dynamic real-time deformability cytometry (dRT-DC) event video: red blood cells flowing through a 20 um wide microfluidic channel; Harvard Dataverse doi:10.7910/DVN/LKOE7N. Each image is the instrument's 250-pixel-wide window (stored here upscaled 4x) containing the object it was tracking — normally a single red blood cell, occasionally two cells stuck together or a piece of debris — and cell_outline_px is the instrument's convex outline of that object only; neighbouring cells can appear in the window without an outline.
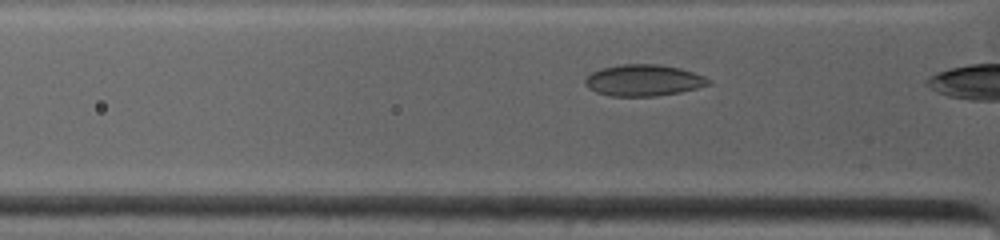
{"species": "common noctule bat (a hibernating species)", "species_latin": "Nyctalus noctula", "temperature_condition": "warm", "stored_images_in_passage": 52, "camera_frame_rate_fps": 4500, "um_per_image_px": 0.085, "animal": {"sex": "female", "body_mass_g": 19.0, "forearm_length_mm": 53.3}, "frame": {"image": 1, "passage_image": 8, "time_ms": 1.111, "image_size_px": [1000, 240], "cell_outline_px": [[712, 84], [680, 92], [656, 96], [612, 96], [596, 92], [588, 88], [584, 84], [584, 80], [592, 72], [600, 68], [624, 64], [660, 64], [680, 68], [704, 76], [712, 80]], "centroid_in_image_um": [54.71, 6.82], "position_along_channel_um": 71.1, "area_um2": 22.66}}
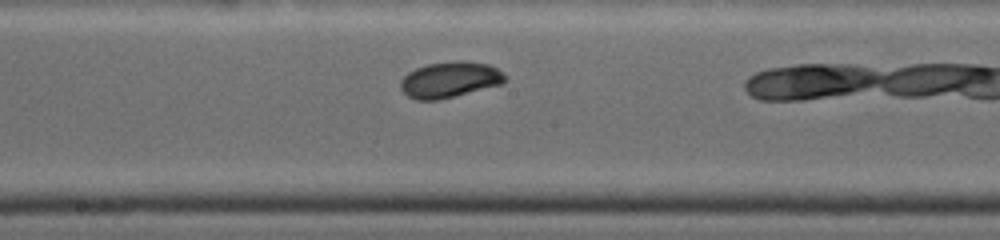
{"frame": {"image": 2, "passage_image": 26, "time_ms": 4.667, "image_size_px": [1000, 240], "cell_outline_px": [[508, 80], [504, 84], [440, 100], [416, 100], [408, 96], [400, 88], [400, 80], [408, 72], [416, 68], [428, 64], [452, 60], [464, 60], [488, 64], [496, 68]], "centroid_in_image_um": [38.24, 6.77], "position_along_channel_um": 210.0, "area_um2": 22.14}}
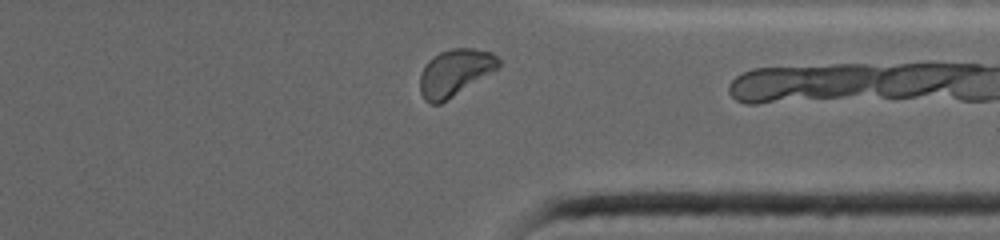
{"frame": {"image": 3, "passage_image": 47, "time_ms": 8.889, "image_size_px": [1000, 240], "cell_outline_px": [[500, 64], [492, 72], [440, 104], [428, 104], [424, 100], [420, 92], [420, 76], [424, 64], [428, 60], [440, 52], [452, 48], [472, 48], [492, 52], [500, 60]], "centroid_in_image_um": [38.63, 6.17], "position_along_channel_um": 372.8, "area_um2": 21.33}, "authors_computed_cell_mechanics": {"area_um2": 21.2704, "velocity_mm_per_s": 3.9061, "shape_relaxation_time_tau1_ms": 2.7032, "shape_relaxation_time_tau2_ms": null, "deformation_change_tau1": 0.0736, "deformation_change_tau2": null}}